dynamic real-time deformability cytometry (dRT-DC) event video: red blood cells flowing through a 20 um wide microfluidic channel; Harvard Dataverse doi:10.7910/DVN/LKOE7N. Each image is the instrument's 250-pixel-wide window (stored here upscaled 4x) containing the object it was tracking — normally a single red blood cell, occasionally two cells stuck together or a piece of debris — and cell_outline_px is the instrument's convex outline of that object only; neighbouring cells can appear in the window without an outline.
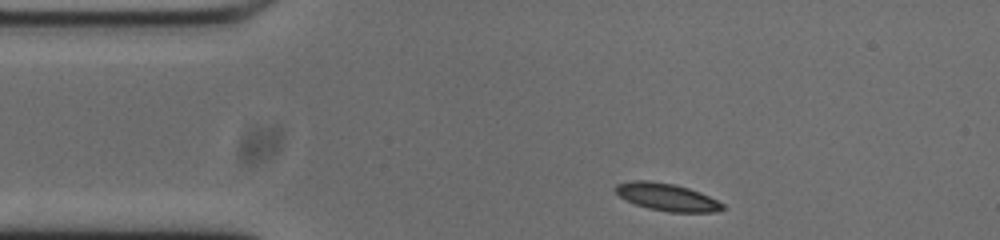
{"species": "common noctule bat (a hibernating species)", "species_latin": "Nyctalus noctula", "temperature_condition": "cold", "stored_images_in_passage": 46, "camera_frame_rate_fps": 3000, "um_per_image_px": 0.085, "animal": {"sex": "male", "body_mass_g": 20.0, "forearm_length_mm": 53.3}, "frame": {"image": 1, "passage_image": 1, "time_ms": 0.0, "image_size_px": [1000, 240], "cell_outline_px": [[724, 208], [716, 212], [668, 212], [648, 208], [636, 204], [620, 196], [616, 192], [616, 184], [632, 180], [648, 180], [676, 184], [700, 192], [724, 204]], "centroid_in_image_um": [56.7, 16.74], "position_along_channel_um": 28.3, "area_um2": 16.99}}
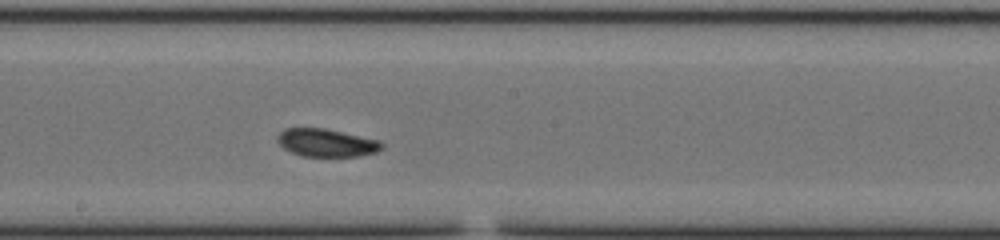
{"frame": {"image": 2, "passage_image": 20, "time_ms": 6.333, "image_size_px": [1000, 240], "cell_outline_px": [[384, 148], [376, 152], [360, 156], [304, 156], [292, 152], [284, 148], [276, 140], [276, 136], [284, 128], [324, 128], [380, 140], [384, 144]], "centroid_in_image_um": [27.77, 12.13], "position_along_channel_um": 220.4, "area_um2": 16.99}}
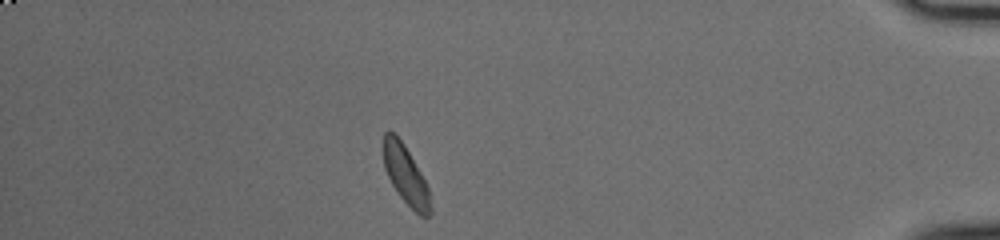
{"frame": {"image": 3, "passage_image": 39, "time_ms": 12.667, "image_size_px": [1000, 240], "cell_outline_px": [[432, 212], [428, 216], [420, 216], [400, 196], [392, 184], [384, 168], [384, 132], [388, 128], [396, 132], [404, 144], [420, 172], [428, 188], [432, 208]], "centroid_in_image_um": [34.48, 14.83], "position_along_channel_um": 400.7, "area_um2": 15.95}, "authors_computed_cell_mechanics": {"area_um2": 16.762, "velocity_mm_per_s": 3.6893, "shape_relaxation_time_tau1_ms": 3.7456, "shape_relaxation_time_tau2_ms": 2.3715, "deformation_change_tau1": 0.1097, "deformation_change_tau2": 0.0689}}